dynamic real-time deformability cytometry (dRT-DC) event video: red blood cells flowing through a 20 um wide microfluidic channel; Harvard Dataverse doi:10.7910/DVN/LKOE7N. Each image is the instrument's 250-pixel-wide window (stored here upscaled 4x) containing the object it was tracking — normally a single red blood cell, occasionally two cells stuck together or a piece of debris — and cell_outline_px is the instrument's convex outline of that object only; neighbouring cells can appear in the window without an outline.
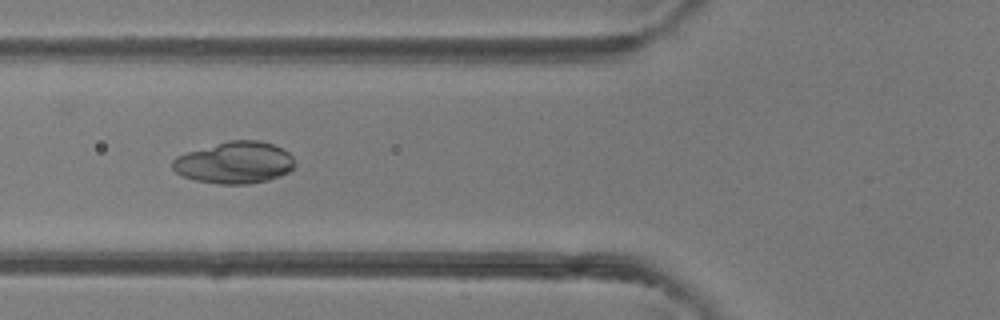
{"species": "common noctule bat (a hibernating species)", "species_latin": "Nyctalus noctula", "temperature_condition": "room temperature", "stored_images_in_passage": 4, "camera_frame_rate_fps": 3000, "um_per_image_px": 0.085, "animal": {"sex": "female"}, "frame": {"image": 1, "passage_image": 4, "time_ms": 3.333, "image_size_px": [1000, 320], "cell_outline_px": [[296, 164], [288, 172], [280, 176], [268, 180], [252, 184], [220, 184], [196, 180], [184, 176], [176, 172], [172, 168], [172, 160], [176, 156], [188, 152], [228, 140], [260, 140], [284, 148], [292, 156]], "centroid_in_image_um": [19.97, 13.82], "position_along_channel_um": 105.8, "area_um2": 29.88}}